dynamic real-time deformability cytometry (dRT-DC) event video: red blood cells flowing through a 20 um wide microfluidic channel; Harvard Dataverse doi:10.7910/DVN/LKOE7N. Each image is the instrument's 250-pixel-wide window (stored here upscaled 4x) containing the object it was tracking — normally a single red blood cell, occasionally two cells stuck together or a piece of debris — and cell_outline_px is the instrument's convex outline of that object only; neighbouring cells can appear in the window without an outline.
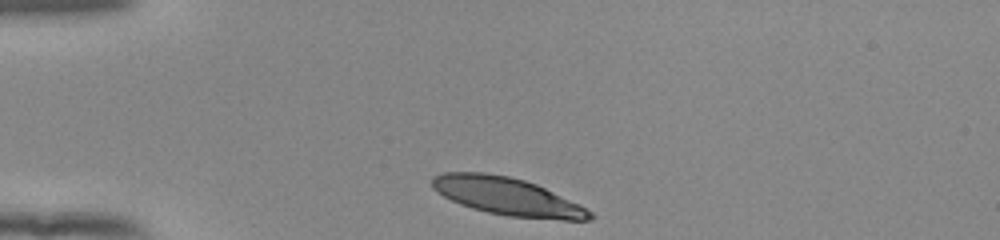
{"species": "human", "species_latin": "Homo sapiens", "temperature_condition": "room temperature", "stored_images_in_passage": 33, "camera_frame_rate_fps": 3000, "um_per_image_px": 0.085, "donor": {"sex": "female"}, "frame": {"image": 1, "passage_image": 1, "time_ms": 0.0, "image_size_px": [1000, 240], "cell_outline_px": [[596, 216], [592, 220], [564, 220], [508, 216], [488, 212], [472, 208], [460, 204], [436, 192], [432, 188], [432, 176], [444, 172], [484, 172], [508, 176], [524, 180], [536, 184], [592, 212]], "centroid_in_image_um": [43.07, 16.69], "position_along_channel_um": 41.9, "area_um2": 34.28}}
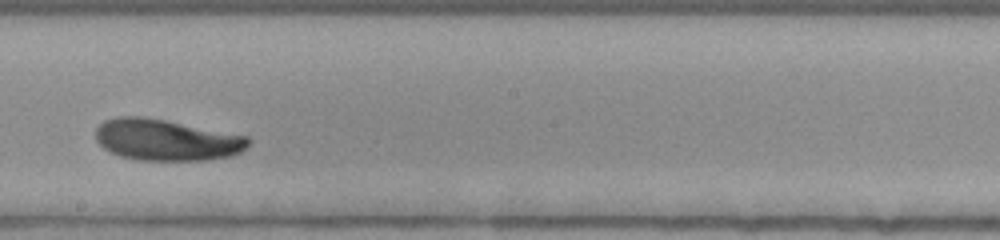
{"frame": {"image": 2, "passage_image": 19, "time_ms": 6.0, "image_size_px": [1000, 240], "cell_outline_px": [[252, 140], [248, 148], [232, 156], [208, 160], [140, 160], [120, 156], [104, 148], [96, 140], [96, 128], [104, 120], [120, 116], [140, 116], [164, 120], [248, 136]], "centroid_in_image_um": [14.17, 11.9], "position_along_channel_um": 234.0, "area_um2": 36.76}}
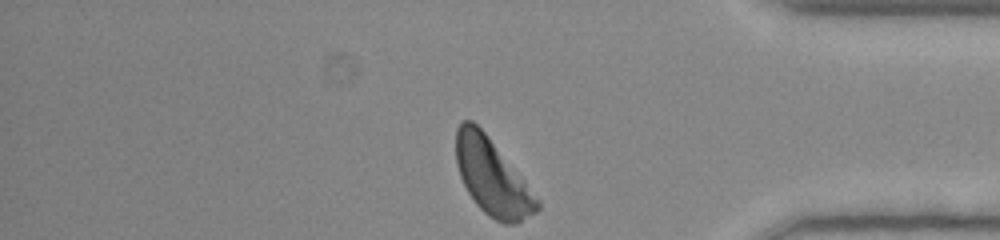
{"frame": {"image": 3, "passage_image": 33, "time_ms": 10.667, "image_size_px": [1000, 240], "cell_outline_px": [[540, 208], [536, 212], [516, 224], [504, 224], [488, 216], [476, 204], [468, 192], [460, 176], [456, 164], [456, 128], [460, 120], [472, 120], [484, 132], [524, 180], [540, 200]], "centroid_in_image_um": [41.82, 15.06], "position_along_channel_um": 393.4, "area_um2": 35.66}, "authors_computed_cell_mechanics": {"area_um2": 36.1828, "velocity_mm_per_s": 3.8233, "shape_relaxation_time_tau1_ms": 3.1633, "shape_relaxation_time_tau2_ms": null, "deformation_change_tau1": 0.1177, "deformation_change_tau2": null}}